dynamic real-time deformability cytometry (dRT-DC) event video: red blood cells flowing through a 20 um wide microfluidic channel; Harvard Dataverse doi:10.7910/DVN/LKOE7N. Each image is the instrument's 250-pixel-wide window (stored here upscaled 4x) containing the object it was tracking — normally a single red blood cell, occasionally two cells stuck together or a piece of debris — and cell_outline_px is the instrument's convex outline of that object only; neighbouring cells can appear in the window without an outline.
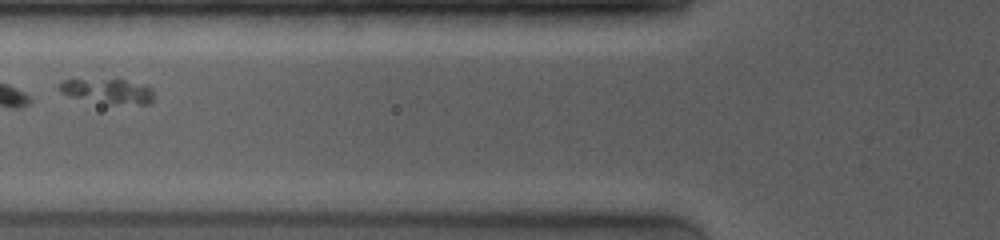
{"species": "common noctule bat (a hibernating species)", "species_latin": "Nyctalus noctula", "temperature_condition": "room temperature", "stored_images_in_passage": 4, "camera_frame_rate_fps": 4000, "um_per_image_px": 0.085, "animal": {"sex": "female", "body_mass_g": 19.0, "forearm_length_mm": 53.3}, "frame": {"image": 1, "passage_image": 4, "time_ms": 3.0, "image_size_px": [1000, 240], "cell_outline_px": [[152, 100], [148, 104], [108, 104], [72, 96], [60, 92], [56, 88], [64, 80], [124, 80], [152, 88]], "centroid_in_image_um": [9.16, 7.76], "position_along_channel_um": 116.6, "area_um2": 13.24}}